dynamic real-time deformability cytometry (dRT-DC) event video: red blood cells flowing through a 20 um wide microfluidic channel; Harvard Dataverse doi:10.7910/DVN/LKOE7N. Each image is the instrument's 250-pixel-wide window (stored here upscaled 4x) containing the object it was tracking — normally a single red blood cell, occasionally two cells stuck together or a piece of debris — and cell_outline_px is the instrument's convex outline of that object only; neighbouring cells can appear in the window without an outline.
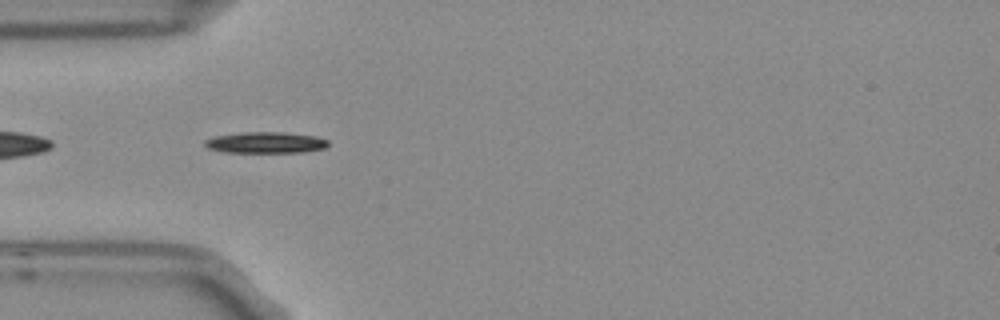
{"species": "Egyptian fruit bat (a non-hibernating species)", "species_latin": "Rousettus aegyptiacus", "temperature_condition": "room temperature", "stored_images_in_passage": 4, "camera_frame_rate_fps": 3000, "um_per_image_px": 0.085, "frame": {"image": 1, "passage_image": 3, "time_ms": 0.667, "image_size_px": [1000, 320], "cell_outline_px": [[328, 144], [324, 148], [304, 152], [228, 152], [208, 148], [204, 144], [204, 140], [216, 136], [240, 132], [284, 132], [316, 136], [328, 140]], "centroid_in_image_um": [22.59, 12.11], "position_along_channel_um": 62.4, "area_um2": 15.14}}
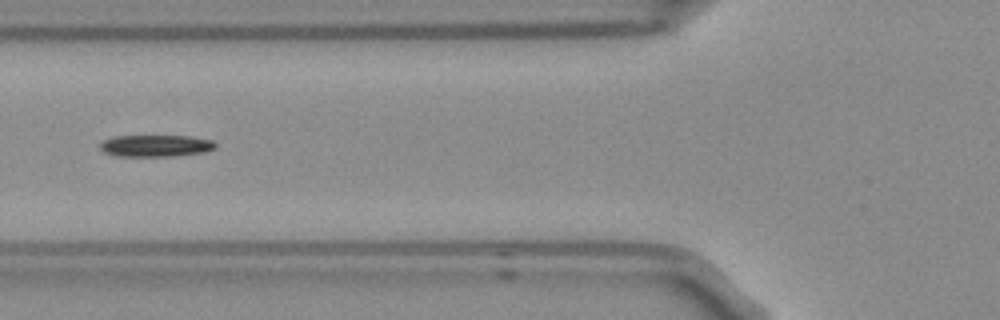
{"frame": {"image": 2, "passage_image": 4, "time_ms": 1.0, "image_size_px": [1000, 320], "cell_outline_px": [[216, 148], [208, 152], [172, 156], [116, 156], [104, 152], [100, 148], [100, 144], [104, 140], [112, 136], [192, 136], [212, 140], [216, 144]], "centroid_in_image_um": [13.27, 12.39], "position_along_channel_um": 112.5, "area_um2": 14.8}}